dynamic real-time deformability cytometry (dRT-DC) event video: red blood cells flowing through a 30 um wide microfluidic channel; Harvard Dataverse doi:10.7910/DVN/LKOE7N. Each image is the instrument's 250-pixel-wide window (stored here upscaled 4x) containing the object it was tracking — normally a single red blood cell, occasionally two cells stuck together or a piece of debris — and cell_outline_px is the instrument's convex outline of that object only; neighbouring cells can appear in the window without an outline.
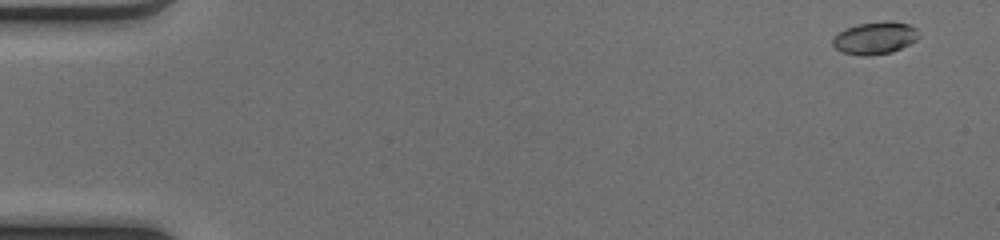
{"species": "common noctule bat (a hibernating species)", "species_latin": "Nyctalus noctula", "temperature_condition": "cold", "stored_images_in_passage": 51, "camera_frame_rate_fps": 3000, "um_per_image_px": 0.085, "animal": {"sex": "female", "body_mass_g": 17.0, "forearm_length_mm": 48.0}, "frame": {"image": 1, "passage_image": 2, "time_ms": 0.333, "image_size_px": [1000, 240], "cell_outline_px": [[916, 40], [892, 52], [868, 56], [860, 56], [840, 52], [832, 44], [832, 40], [844, 28], [856, 24], [884, 20], [892, 20], [908, 24], [916, 28]], "centroid_in_image_um": [74.33, 3.22], "position_along_channel_um": 10.7, "area_um2": 16.3}}
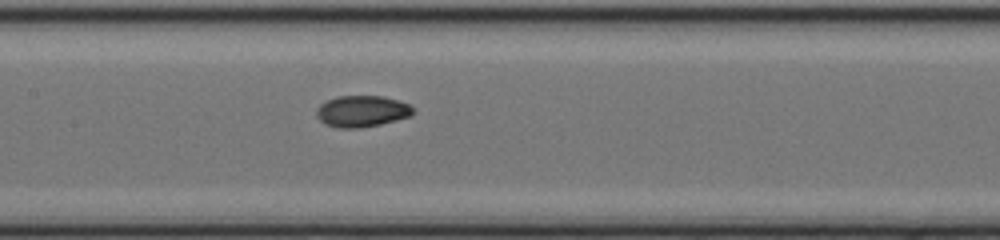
{"frame": {"image": 2, "passage_image": 25, "time_ms": 8.0, "image_size_px": [1000, 240], "cell_outline_px": [[412, 116], [380, 124], [360, 128], [336, 128], [324, 124], [316, 116], [316, 108], [320, 104], [336, 96], [384, 96], [408, 104], [412, 108]], "centroid_in_image_um": [30.71, 9.46], "position_along_channel_um": 176.7, "area_um2": 17.69}}
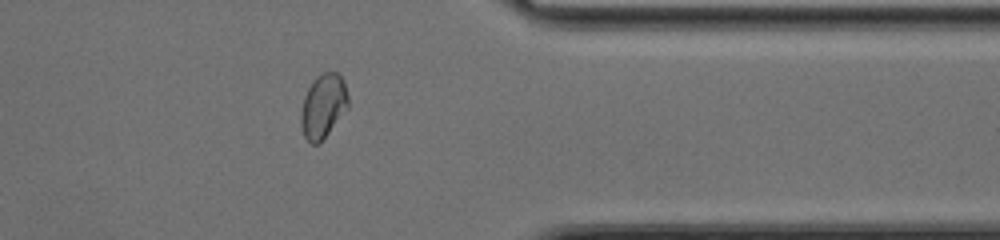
{"frame": {"image": 3, "passage_image": 41, "time_ms": 13.333, "image_size_px": [1000, 240], "cell_outline_px": [[348, 108], [320, 144], [312, 144], [304, 136], [300, 124], [300, 112], [304, 96], [312, 80], [316, 76], [324, 72], [336, 72], [344, 80], [348, 96]], "centroid_in_image_um": [27.46, 9.02], "position_along_channel_um": 383.9, "area_um2": 17.86}, "authors_computed_cell_mechanics": {"area_um2": 17.1088, "velocity_mm_per_s": 4.0936, "shape_relaxation_time_tau1_ms": 7.5377, "shape_relaxation_time_tau2_ms": 1.7835, "deformation_change_tau1": 0.1976, "deformation_change_tau2": 0.0438}}